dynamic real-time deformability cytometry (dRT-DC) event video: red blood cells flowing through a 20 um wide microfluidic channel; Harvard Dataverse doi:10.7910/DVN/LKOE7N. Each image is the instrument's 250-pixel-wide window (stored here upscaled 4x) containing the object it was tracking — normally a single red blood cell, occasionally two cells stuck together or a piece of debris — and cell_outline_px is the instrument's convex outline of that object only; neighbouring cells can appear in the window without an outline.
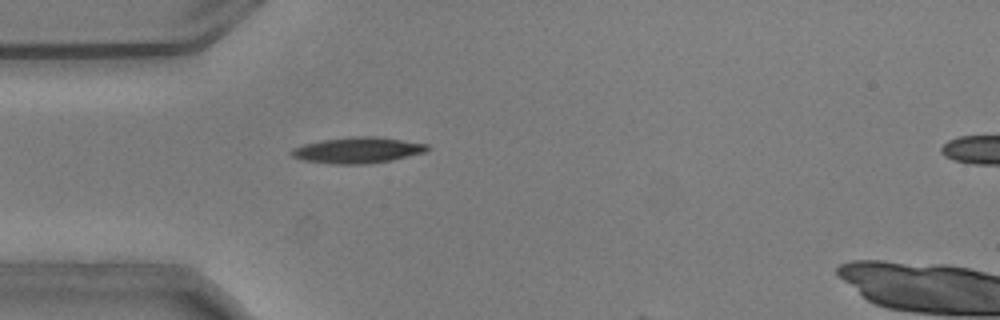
{"species": "common noctule bat (a hibernating species)", "species_latin": "Nyctalus noctula", "temperature_condition": "warm", "stored_images_in_passage": 9, "camera_frame_rate_fps": 3000, "um_per_image_px": 0.085, "animal": {"sex": "male", "body_mass_g": 20.5, "forearm_length_mm": 52.5}, "frame": {"image": 1, "passage_image": 4, "time_ms": 1.0, "image_size_px": [1000, 320], "cell_outline_px": [[428, 148], [424, 152], [388, 160], [364, 164], [332, 164], [304, 160], [292, 156], [288, 152], [292, 148], [304, 144], [324, 140], [352, 136], [376, 136], [428, 144]], "centroid_in_image_um": [30.34, 12.76], "position_along_channel_um": 54.7, "area_um2": 20.23}}